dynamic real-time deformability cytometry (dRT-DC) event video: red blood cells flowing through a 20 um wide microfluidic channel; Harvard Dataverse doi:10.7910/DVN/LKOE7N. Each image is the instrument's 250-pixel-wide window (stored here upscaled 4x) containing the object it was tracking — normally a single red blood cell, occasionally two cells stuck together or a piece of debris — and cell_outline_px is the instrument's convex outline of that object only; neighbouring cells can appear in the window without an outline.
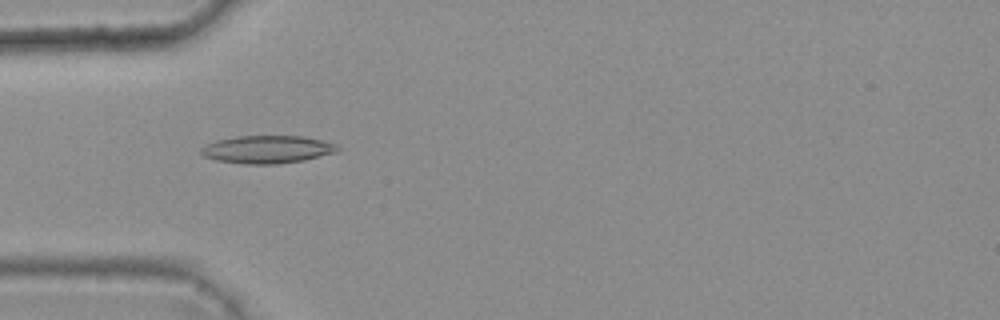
{"species": "common noctule bat (a hibernating species)", "species_latin": "Nyctalus noctula", "temperature_condition": "warm", "stored_images_in_passage": 5, "camera_frame_rate_fps": 3000, "um_per_image_px": 0.085, "animal": {"sex": "female", "body_mass_g": 25.1}, "frame": {"image": 1, "passage_image": 4, "time_ms": 1.0, "image_size_px": [1000, 320], "cell_outline_px": [[340, 148], [336, 152], [304, 160], [276, 164], [244, 164], [216, 160], [204, 156], [200, 152], [200, 148], [216, 140], [236, 136], [304, 136], [336, 144]], "centroid_in_image_um": [22.7, 12.7], "position_along_channel_um": 62.3, "area_um2": 22.02}}
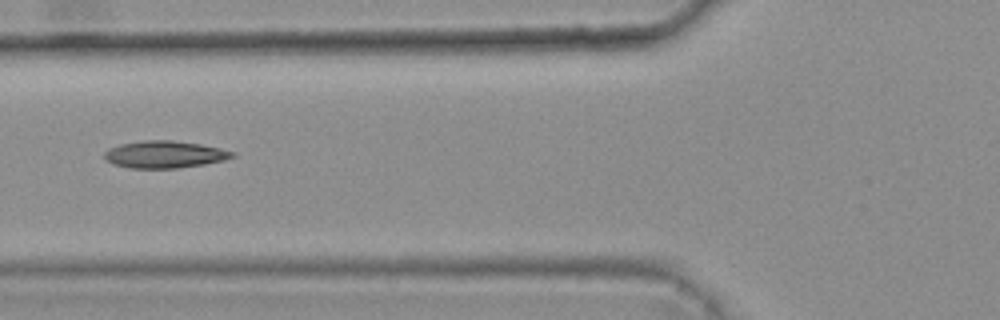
{"frame": {"image": 2, "passage_image": 5, "time_ms": 1.333, "image_size_px": [1000, 320], "cell_outline_px": [[236, 156], [224, 160], [204, 164], [176, 168], [132, 168], [112, 164], [104, 160], [104, 152], [108, 148], [120, 144], [144, 140], [172, 140], [200, 144], [220, 148], [236, 152]], "centroid_in_image_um": [13.97, 13.12], "position_along_channel_um": 111.8, "area_um2": 20.35}}